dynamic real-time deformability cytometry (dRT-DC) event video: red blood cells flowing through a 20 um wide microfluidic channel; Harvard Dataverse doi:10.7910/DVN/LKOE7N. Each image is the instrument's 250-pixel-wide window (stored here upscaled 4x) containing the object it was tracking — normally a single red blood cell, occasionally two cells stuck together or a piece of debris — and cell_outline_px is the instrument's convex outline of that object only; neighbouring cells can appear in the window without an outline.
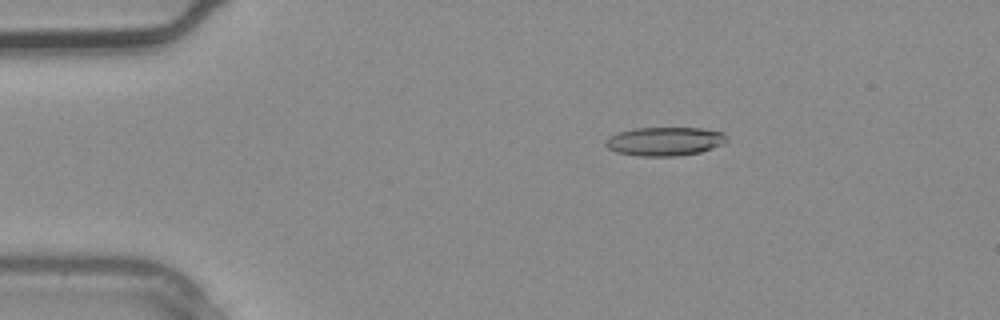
{"species": "common noctule bat (a hibernating species)", "species_latin": "Nyctalus noctula", "temperature_condition": "warm", "stored_images_in_passage": 2, "camera_frame_rate_fps": 3000, "um_per_image_px": 0.085, "animal": {"sex": "male", "body_mass_g": 20.4}, "frame": {"image": 1, "passage_image": 1, "time_ms": 0.0, "image_size_px": [1000, 320], "cell_outline_px": [[728, 140], [724, 144], [700, 152], [676, 156], [636, 156], [616, 152], [608, 148], [604, 144], [604, 140], [608, 136], [620, 132], [636, 128], [700, 128], [720, 132], [728, 136]], "centroid_in_image_um": [56.48, 12.02], "position_along_channel_um": 28.5, "area_um2": 20.35}}